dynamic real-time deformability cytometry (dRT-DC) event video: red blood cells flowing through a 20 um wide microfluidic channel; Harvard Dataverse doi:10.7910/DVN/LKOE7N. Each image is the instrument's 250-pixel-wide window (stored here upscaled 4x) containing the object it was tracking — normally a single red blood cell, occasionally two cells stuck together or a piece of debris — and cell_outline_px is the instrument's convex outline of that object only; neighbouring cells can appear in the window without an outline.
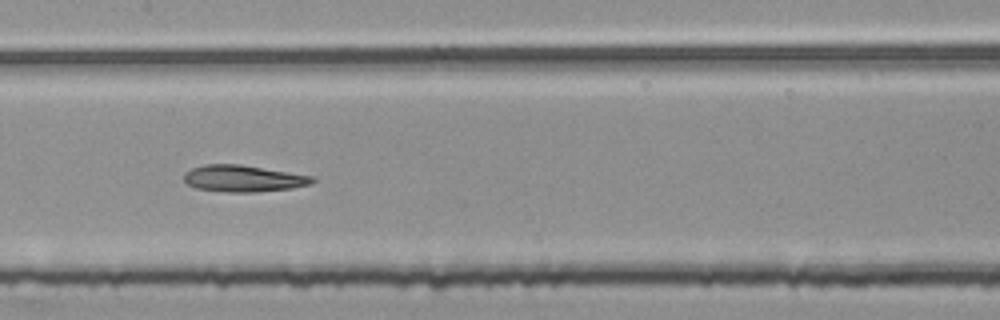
{"species": "common noctule bat (a hibernating species)", "species_latin": "Nyctalus noctula", "temperature_condition": "room temperature", "stored_images_in_passage": 53, "camera_frame_rate_fps": 3000, "um_per_image_px": 0.085, "animal": {"sex": "female", "body_mass_g": 25.1}, "frame": {"image": 1, "passage_image": 27, "time_ms": 8.667, "image_size_px": [1000, 320], "cell_outline_px": [[316, 180], [312, 184], [292, 188], [256, 192], [228, 192], [196, 188], [188, 184], [184, 180], [184, 172], [192, 168], [204, 164], [240, 164], [312, 176]], "centroid_in_image_um": [20.67, 15.17], "position_along_channel_um": 186.7, "area_um2": 19.88}}
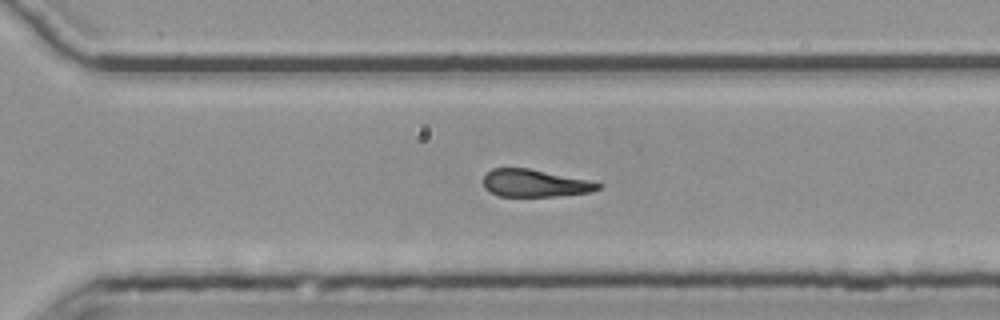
{"frame": {"image": 2, "passage_image": 38, "time_ms": 12.333, "image_size_px": [1000, 320], "cell_outline_px": [[604, 184], [600, 188], [592, 192], [556, 196], [500, 196], [484, 188], [484, 176], [492, 168], [528, 168], [588, 180]], "centroid_in_image_um": [45.48, 15.57], "position_along_channel_um": 325.1, "area_um2": 18.21}}
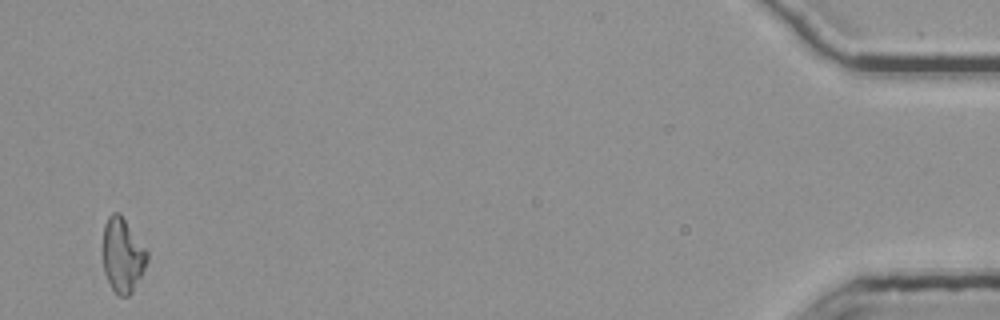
{"frame": {"image": 3, "passage_image": 53, "time_ms": 17.333, "image_size_px": [1000, 320], "cell_outline_px": [[148, 260], [132, 292], [128, 296], [116, 296], [104, 272], [100, 252], [100, 248], [104, 224], [108, 216], [112, 212], [120, 212], [148, 252]], "centroid_in_image_um": [10.36, 21.66], "position_along_channel_um": 424.8, "area_um2": 19.71}, "authors_computed_cell_mechanics": {"area_um2": 19.8832, "velocity_mm_per_s": 3.785, "shape_relaxation_time_tau1_ms": null, "shape_relaxation_time_tau2_ms": 2.7679, "deformation_change_tau1": null, "deformation_change_tau2": 0.1216}}